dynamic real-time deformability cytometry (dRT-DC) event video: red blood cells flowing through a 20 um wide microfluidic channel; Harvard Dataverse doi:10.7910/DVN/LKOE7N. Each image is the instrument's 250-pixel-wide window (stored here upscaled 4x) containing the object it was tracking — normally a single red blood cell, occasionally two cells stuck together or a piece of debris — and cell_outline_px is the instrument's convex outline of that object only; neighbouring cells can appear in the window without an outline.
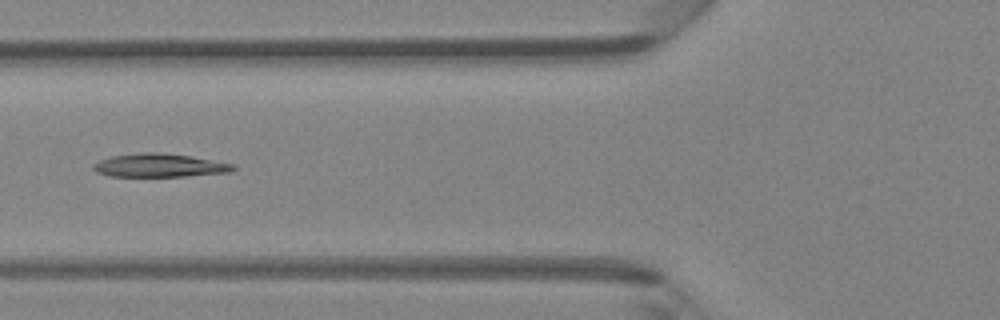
{"species": "Egyptian fruit bat (a non-hibernating species)", "species_latin": "Rousettus aegyptiacus", "temperature_condition": "room temperature", "stored_images_in_passage": 34, "camera_frame_rate_fps": 3000, "um_per_image_px": 0.085, "animal": {"sex": "female"}, "frame": {"image": 1, "passage_image": 5, "time_ms": 1.333, "image_size_px": [1000, 320], "cell_outline_px": [[236, 168], [232, 172], [188, 176], [108, 176], [96, 172], [92, 168], [92, 164], [100, 160], [112, 156], [140, 152], [156, 152], [192, 156], [236, 164]], "centroid_in_image_um": [13.59, 14.06], "position_along_channel_um": 112.2, "area_um2": 19.25}}
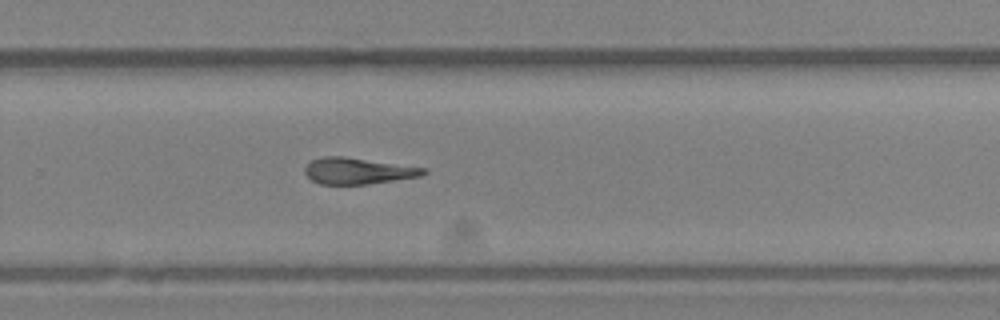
{"frame": {"image": 2, "passage_image": 18, "time_ms": 5.667, "image_size_px": [1000, 320], "cell_outline_px": [[428, 172], [420, 176], [368, 184], [320, 184], [312, 180], [304, 172], [304, 168], [312, 160], [324, 156], [344, 156], [428, 168]], "centroid_in_image_um": [30.44, 14.52], "position_along_channel_um": 299.4, "area_um2": 18.15}}
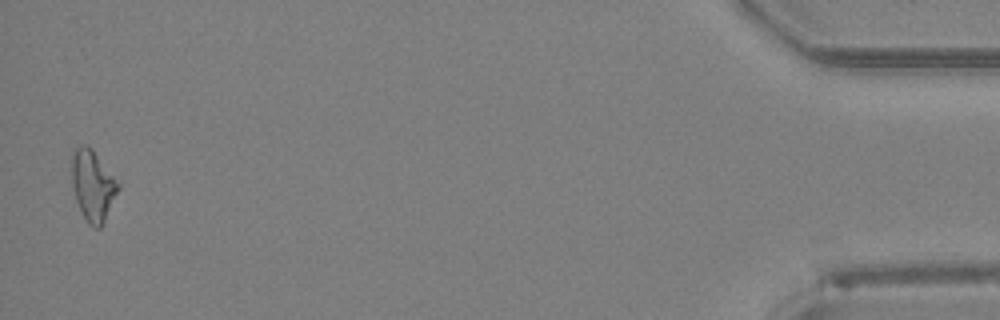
{"frame": {"image": 3, "passage_image": 33, "time_ms": 10.667, "image_size_px": [1000, 320], "cell_outline_px": [[120, 188], [100, 228], [92, 228], [88, 224], [76, 200], [72, 188], [72, 156], [76, 148], [80, 144], [88, 144], [92, 148], [120, 184]], "centroid_in_image_um": [7.89, 15.75], "position_along_channel_um": 427.3, "area_um2": 19.02}}